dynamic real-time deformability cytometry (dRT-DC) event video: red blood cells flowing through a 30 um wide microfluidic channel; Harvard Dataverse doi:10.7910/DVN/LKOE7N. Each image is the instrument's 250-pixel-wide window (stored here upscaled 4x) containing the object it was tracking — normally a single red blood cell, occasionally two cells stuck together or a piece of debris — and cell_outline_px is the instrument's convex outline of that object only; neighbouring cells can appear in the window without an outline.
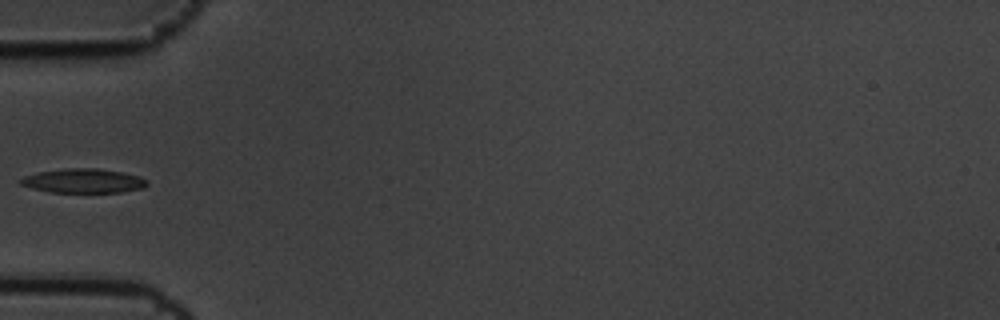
{"species": "common noctule bat (a hibernating species)", "species_latin": "Nyctalus noctula", "temperature_condition": "cold", "stored_images_in_passage": 8, "camera_frame_rate_fps": 3000, "um_per_image_px": 0.085, "animal": {"sex": "male", "body_mass_g": 19.5, "forearm_length_mm": 54.6}, "frame": {"image": 1, "passage_image": 6, "time_ms": 1.667, "image_size_px": [1000, 320], "cell_outline_px": [[148, 184], [144, 188], [124, 192], [48, 192], [32, 188], [20, 184], [20, 180], [24, 176], [36, 172], [68, 168], [100, 168], [124, 172], [140, 176], [148, 180]], "centroid_in_image_um": [7.13, 15.36], "position_along_channel_um": 77.9, "area_um2": 18.09}}
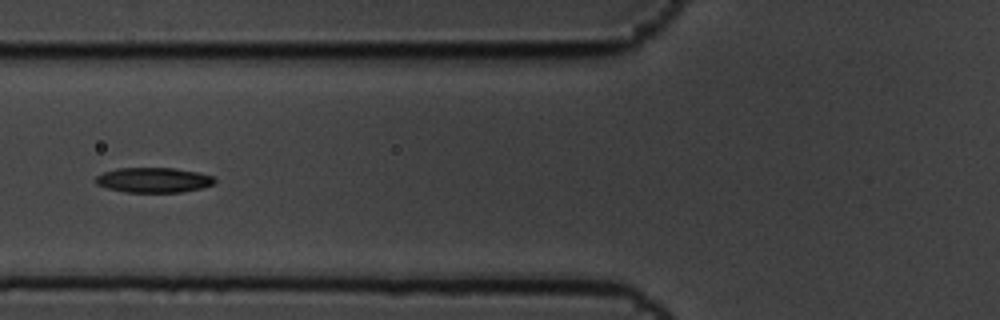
{"frame": {"image": 2, "passage_image": 7, "time_ms": 2.0, "image_size_px": [1000, 320], "cell_outline_px": [[216, 180], [212, 184], [200, 188], [184, 192], [128, 192], [108, 188], [96, 184], [92, 180], [96, 176], [104, 172], [116, 168], [176, 168], [196, 172], [212, 176]], "centroid_in_image_um": [13.01, 15.3], "position_along_channel_um": 112.8, "area_um2": 17.28}}
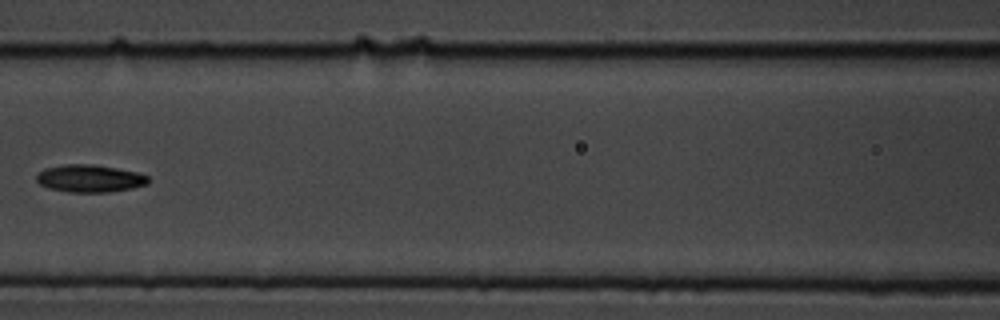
{"frame": {"image": 3, "passage_image": 8, "time_ms": 2.333, "image_size_px": [1000, 320], "cell_outline_px": [[148, 184], [132, 188], [108, 192], [72, 192], [48, 188], [40, 184], [36, 180], [36, 176], [44, 168], [64, 164], [96, 164], [136, 172], [148, 176]], "centroid_in_image_um": [7.62, 15.16], "position_along_channel_um": 159.0, "area_um2": 17.86}}